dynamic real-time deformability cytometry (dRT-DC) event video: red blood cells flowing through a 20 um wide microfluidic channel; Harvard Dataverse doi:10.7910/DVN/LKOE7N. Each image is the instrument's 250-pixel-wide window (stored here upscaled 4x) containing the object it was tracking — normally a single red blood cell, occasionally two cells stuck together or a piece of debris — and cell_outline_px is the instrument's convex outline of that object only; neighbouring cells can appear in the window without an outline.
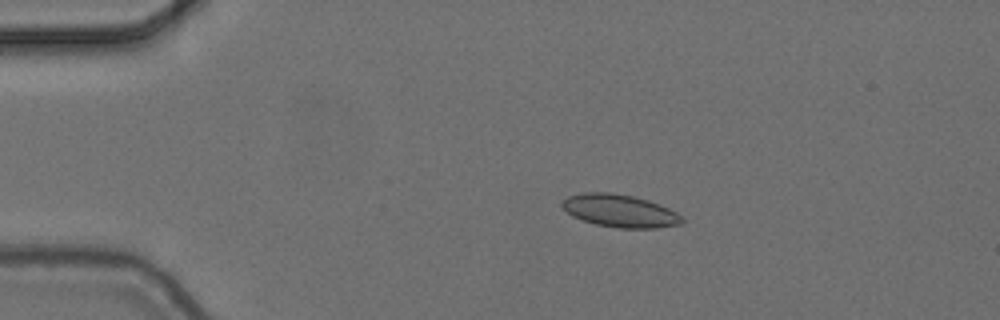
{"species": "common noctule bat (a hibernating species)", "species_latin": "Nyctalus noctula", "temperature_condition": "cold", "stored_images_in_passage": 7, "camera_frame_rate_fps": 3000, "um_per_image_px": 0.085, "animal": {"sex": "female", "body_mass_g": 24.6, "forearm_length_mm": 56.2}, "frame": {"image": 1, "passage_image": 3, "time_ms": 0.667, "image_size_px": [1000, 320], "cell_outline_px": [[684, 220], [680, 224], [656, 228], [620, 228], [596, 224], [572, 216], [560, 204], [568, 196], [584, 192], [612, 192], [632, 196], [648, 200], [660, 204], [684, 216]], "centroid_in_image_um": [52.71, 17.91], "position_along_channel_um": 32.3, "area_um2": 22.77}}
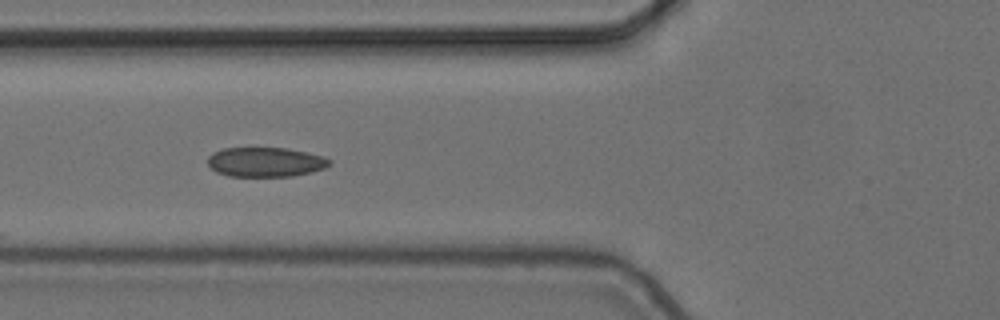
{"frame": {"image": 2, "passage_image": 6, "time_ms": 1.667, "image_size_px": [1000, 320], "cell_outline_px": [[332, 164], [324, 168], [312, 172], [292, 176], [228, 176], [216, 172], [208, 164], [208, 156], [212, 152], [224, 148], [288, 148], [308, 152], [324, 156], [332, 160]], "centroid_in_image_um": [22.59, 13.77], "position_along_channel_um": 103.2, "area_um2": 21.15}}
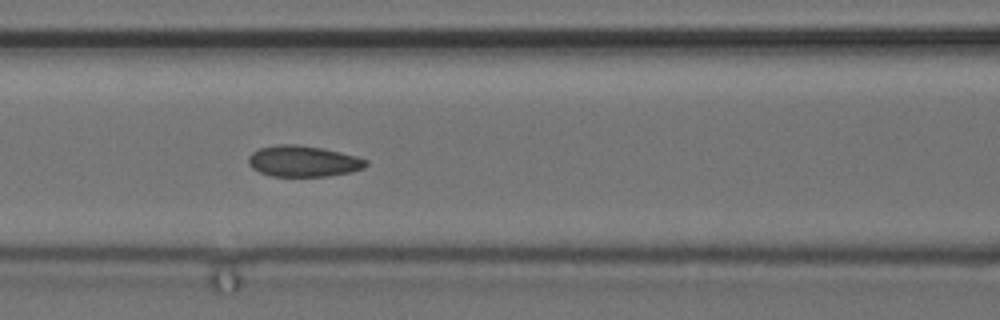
{"frame": {"image": 3, "passage_image": 7, "time_ms": 2.0, "image_size_px": [1000, 320], "cell_outline_px": [[368, 164], [364, 168], [352, 172], [328, 176], [272, 176], [260, 172], [252, 168], [248, 164], [248, 156], [252, 152], [260, 148], [276, 144], [296, 144], [320, 148], [340, 152], [356, 156], [368, 160]], "centroid_in_image_um": [25.77, 13.7], "position_along_channel_um": 140.8, "area_um2": 21.33}}